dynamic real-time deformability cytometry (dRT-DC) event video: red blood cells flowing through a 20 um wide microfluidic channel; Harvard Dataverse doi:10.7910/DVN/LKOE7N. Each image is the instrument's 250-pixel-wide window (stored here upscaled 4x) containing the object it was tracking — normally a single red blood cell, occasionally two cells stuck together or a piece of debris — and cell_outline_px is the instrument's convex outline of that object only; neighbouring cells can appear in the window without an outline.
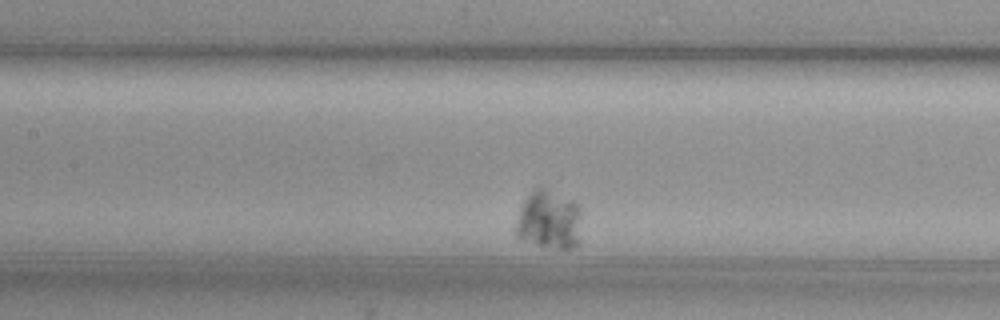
{"species": "common noctule bat (a hibernating species)", "species_latin": "Nyctalus noctula", "temperature_condition": "cold", "stored_images_in_passage": 34, "camera_frame_rate_fps": 3000, "um_per_image_px": 0.085, "animal": {"sex": "female", "body_mass_g": 29.2, "forearm_length_mm": 56.3}, "frame": {"image": 1, "passage_image": 12, "time_ms": 3.667, "image_size_px": [1000, 320], "cell_outline_px": [[580, 244], [572, 248], [556, 248], [536, 244], [520, 240], [516, 236], [516, 220], [520, 208], [524, 200], [536, 184], [544, 184], [576, 200], [580, 204]], "centroid_in_image_um": [46.68, 18.6], "position_along_channel_um": 160.7, "area_um2": 23.7}}
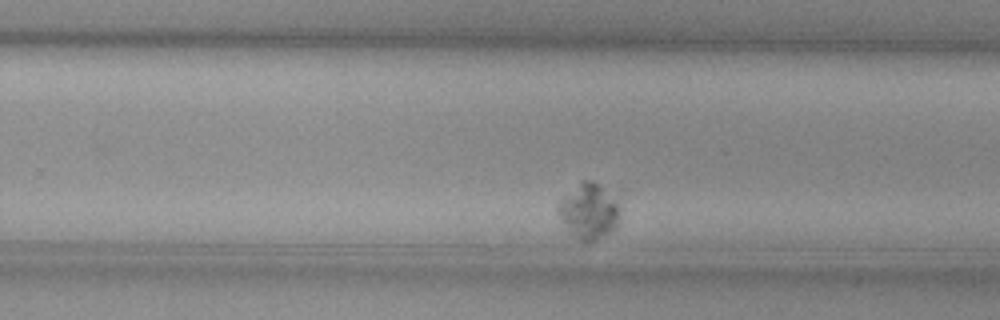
{"frame": {"image": 2, "passage_image": 24, "time_ms": 7.667, "image_size_px": [1000, 320], "cell_outline_px": [[620, 208], [616, 228], [596, 240], [580, 240], [572, 232], [556, 212], [556, 204], [564, 196], [584, 180], [592, 180], [616, 200]], "centroid_in_image_um": [50.05, 17.95], "position_along_channel_um": 279.8, "area_um2": 19.19}}
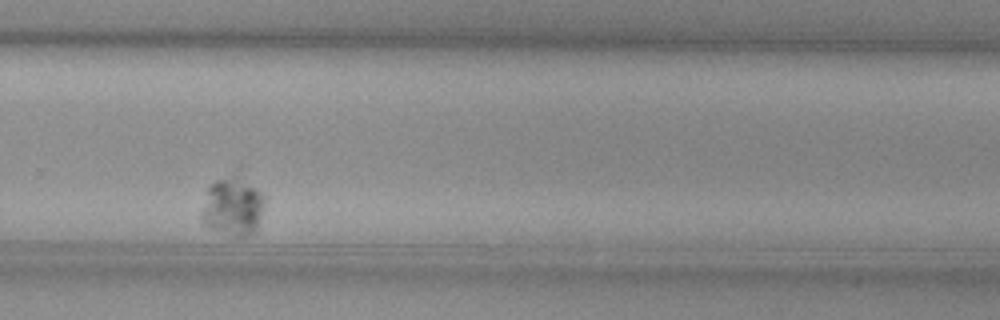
{"frame": {"image": 3, "passage_image": 27, "time_ms": 8.667, "image_size_px": [1000, 320], "cell_outline_px": [[264, 204], [256, 232], [248, 236], [232, 236], [212, 228], [204, 224], [200, 216], [200, 212], [208, 188], [216, 180], [228, 176], [232, 176], [256, 188], [264, 196]], "centroid_in_image_um": [19.77, 17.61], "position_along_channel_um": 310.0, "area_um2": 20.98}, "authors_computed_cell_mechanics": {"area_um2": 21.097, "velocity_mm_per_s": 2.948, "shape_relaxation_time_tau1_ms": null, "shape_relaxation_time_tau2_ms": 0.7276, "deformation_change_tau1": null, "deformation_change_tau2": null}}